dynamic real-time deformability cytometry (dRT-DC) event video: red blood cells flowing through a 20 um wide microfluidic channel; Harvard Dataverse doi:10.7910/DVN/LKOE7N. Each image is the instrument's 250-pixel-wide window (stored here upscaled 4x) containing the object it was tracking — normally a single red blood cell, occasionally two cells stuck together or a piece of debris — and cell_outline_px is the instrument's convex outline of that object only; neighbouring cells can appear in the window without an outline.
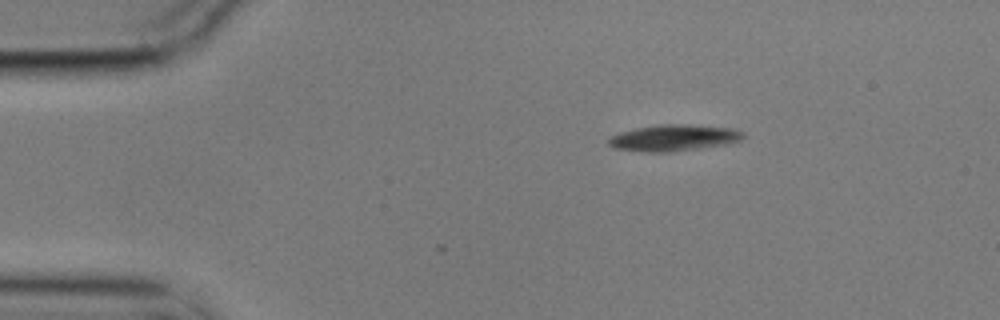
{"species": "common noctule bat (a hibernating species)", "species_latin": "Nyctalus noctula", "temperature_condition": "cold", "stored_images_in_passage": 3, "camera_frame_rate_fps": 3000, "um_per_image_px": 0.085, "animal": {"sex": "male", "body_mass_g": 17.9}, "frame": {"image": 1, "passage_image": 1, "time_ms": 0.0, "image_size_px": [1000, 320], "cell_outline_px": [[744, 136], [740, 140], [724, 144], [676, 152], [644, 152], [612, 148], [608, 144], [608, 140], [612, 136], [620, 132], [636, 128], [660, 124], [688, 124], [732, 128], [744, 132]], "centroid_in_image_um": [57.24, 11.72], "position_along_channel_um": 27.8, "area_um2": 20.75}}